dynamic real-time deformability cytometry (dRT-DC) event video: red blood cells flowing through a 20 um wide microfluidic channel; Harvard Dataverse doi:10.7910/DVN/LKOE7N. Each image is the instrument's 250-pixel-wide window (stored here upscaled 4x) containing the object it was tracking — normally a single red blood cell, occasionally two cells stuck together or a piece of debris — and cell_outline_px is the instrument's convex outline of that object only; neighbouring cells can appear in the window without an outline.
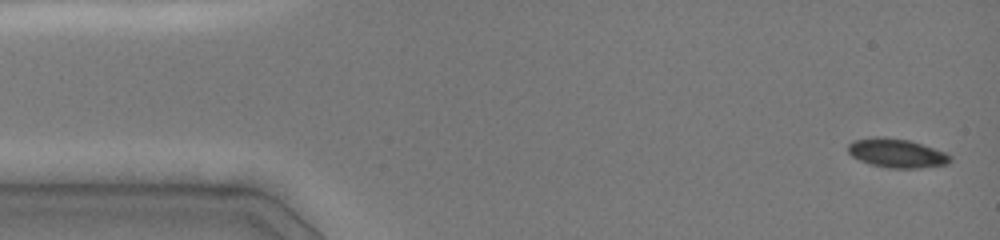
{"species": "common noctule bat (a hibernating species)", "species_latin": "Nyctalus noctula", "temperature_condition": "cold", "stored_images_in_passage": 23, "camera_frame_rate_fps": 3000, "um_per_image_px": 0.085, "animal": {"sex": "female", "body_mass_g": 19.0, "forearm_length_mm": 51.5}, "frame": {"image": 1, "passage_image": 1, "time_ms": 0.0, "image_size_px": [1000, 240], "cell_outline_px": [[952, 160], [948, 164], [920, 168], [888, 168], [868, 164], [852, 156], [848, 152], [848, 144], [852, 140], [876, 136], [908, 140], [944, 152], [952, 156]], "centroid_in_image_um": [76.19, 13.03], "position_along_channel_um": 8.8, "area_um2": 17.22}}
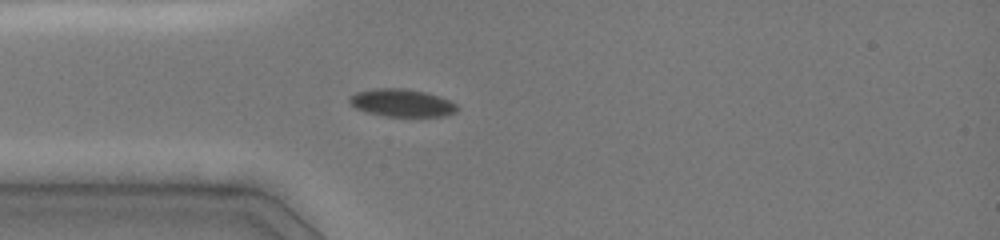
{"frame": {"image": 2, "passage_image": 10, "time_ms": 3.667, "image_size_px": [1000, 240], "cell_outline_px": [[460, 108], [456, 112], [444, 116], [384, 116], [368, 112], [356, 108], [348, 104], [348, 96], [356, 92], [372, 88], [404, 88], [424, 92], [440, 96], [456, 104]], "centroid_in_image_um": [34.12, 8.74], "position_along_channel_um": 50.9, "area_um2": 17.51}}
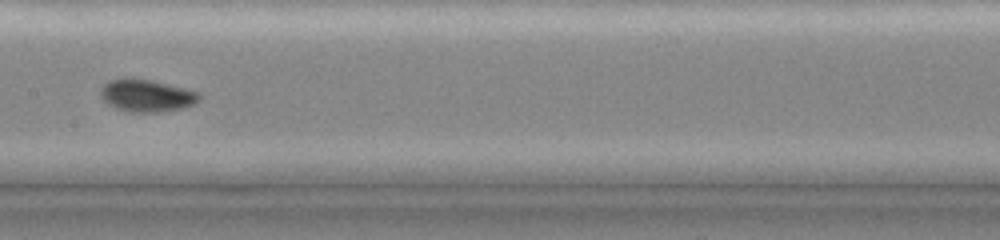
{"frame": {"image": 3, "passage_image": 19, "time_ms": 7.333, "image_size_px": [1000, 240], "cell_outline_px": [[200, 100], [192, 104], [180, 108], [160, 112], [132, 112], [116, 108], [108, 104], [100, 96], [100, 88], [108, 80], [132, 76], [152, 80], [200, 92]], "centroid_in_image_um": [12.42, 8.09], "position_along_channel_um": 195.0, "area_um2": 18.79}}